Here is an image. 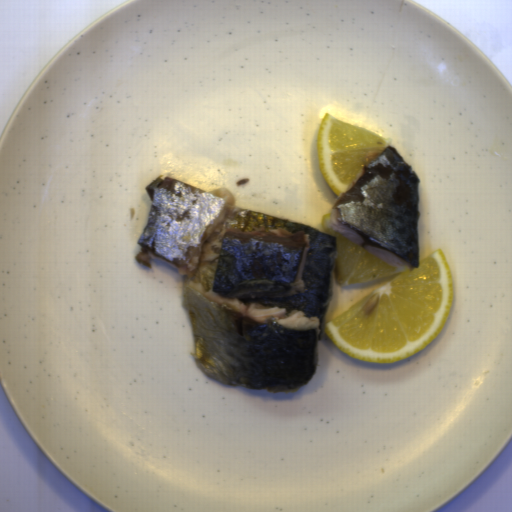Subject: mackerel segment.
I'll return each instance as SVG.
<instances>
[{
	"mask_svg": "<svg viewBox=\"0 0 512 512\" xmlns=\"http://www.w3.org/2000/svg\"><path fill=\"white\" fill-rule=\"evenodd\" d=\"M135 258L159 259L187 280L192 360L232 387L292 394L318 370L334 296L337 236L234 206L225 188L203 190L159 175Z\"/></svg>",
	"mask_w": 512,
	"mask_h": 512,
	"instance_id": "mackerel-segment-1",
	"label": "mackerel segment"
},
{
	"mask_svg": "<svg viewBox=\"0 0 512 512\" xmlns=\"http://www.w3.org/2000/svg\"><path fill=\"white\" fill-rule=\"evenodd\" d=\"M420 182L396 147L368 151L358 174L335 199L328 224L399 270L414 271L421 266Z\"/></svg>",
	"mask_w": 512,
	"mask_h": 512,
	"instance_id": "mackerel-segment-2",
	"label": "mackerel segment"
}]
</instances>
